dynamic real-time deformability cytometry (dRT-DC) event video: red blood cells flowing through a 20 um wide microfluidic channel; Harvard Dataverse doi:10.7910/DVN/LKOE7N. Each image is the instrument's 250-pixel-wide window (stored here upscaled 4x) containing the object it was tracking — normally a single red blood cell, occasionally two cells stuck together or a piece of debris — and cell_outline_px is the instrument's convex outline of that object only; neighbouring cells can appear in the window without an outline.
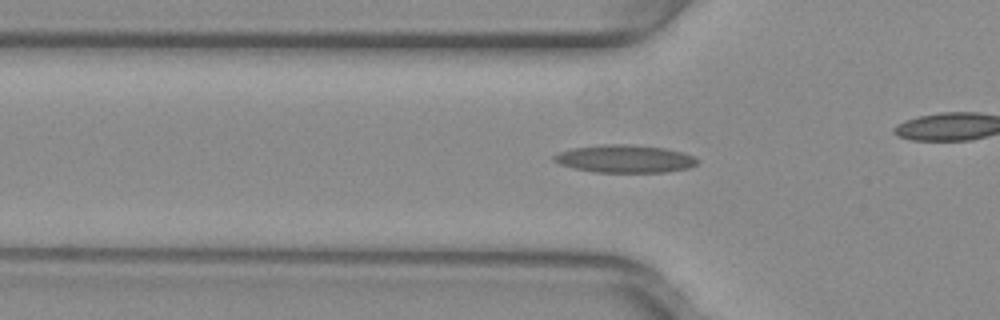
{"species": "common noctule bat (a hibernating species)", "species_latin": "Nyctalus noctula", "temperature_condition": "warm", "stored_images_in_passage": 37, "camera_frame_rate_fps": 3000, "um_per_image_px": 0.085, "animal": {"sex": "female", "body_mass_g": 29.2, "forearm_length_mm": 56.3}, "frame": {"image": 1, "passage_image": 13, "time_ms": 4.0, "image_size_px": [1000, 320], "cell_outline_px": [[700, 160], [696, 164], [688, 168], [664, 172], [596, 172], [576, 168], [560, 164], [552, 160], [552, 156], [560, 152], [572, 148], [608, 144], [624, 144], [664, 148], [680, 152], [692, 156]], "centroid_in_image_um": [53.1, 13.5], "position_along_channel_um": 72.7, "area_um2": 22.83}}
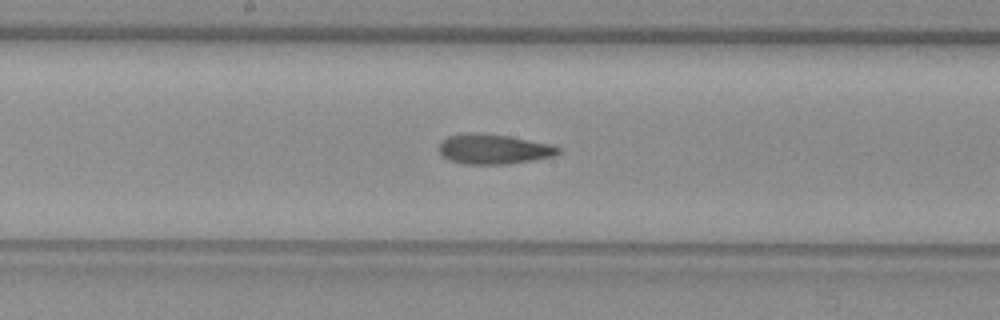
{"frame": {"image": 2, "passage_image": 23, "time_ms": 7.333, "image_size_px": [1000, 320], "cell_outline_px": [[560, 152], [552, 156], [532, 160], [508, 164], [464, 164], [448, 160], [440, 156], [436, 148], [440, 140], [448, 136], [476, 132], [508, 136], [552, 144], [560, 148]], "centroid_in_image_um": [41.87, 12.68], "position_along_channel_um": 206.3, "area_um2": 21.04}}
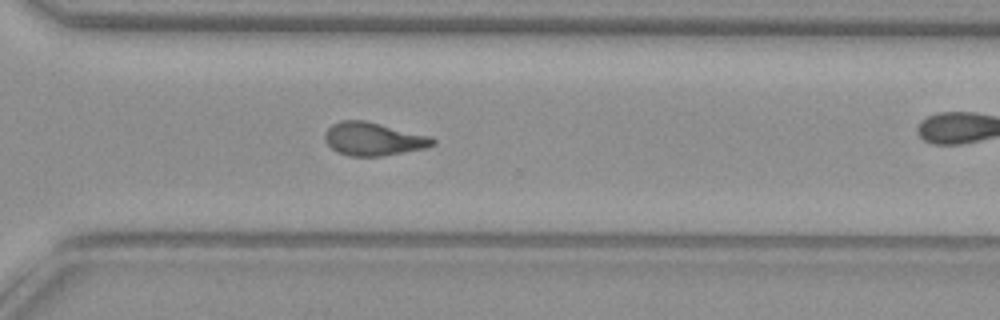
{"frame": {"image": 3, "passage_image": 33, "time_ms": 10.667, "image_size_px": [1000, 320], "cell_outline_px": [[436, 144], [424, 148], [380, 156], [348, 156], [336, 152], [324, 140], [324, 132], [332, 124], [340, 120], [364, 120], [432, 136], [436, 140]], "centroid_in_image_um": [31.72, 11.8], "position_along_channel_um": 338.9, "area_um2": 20.92}}